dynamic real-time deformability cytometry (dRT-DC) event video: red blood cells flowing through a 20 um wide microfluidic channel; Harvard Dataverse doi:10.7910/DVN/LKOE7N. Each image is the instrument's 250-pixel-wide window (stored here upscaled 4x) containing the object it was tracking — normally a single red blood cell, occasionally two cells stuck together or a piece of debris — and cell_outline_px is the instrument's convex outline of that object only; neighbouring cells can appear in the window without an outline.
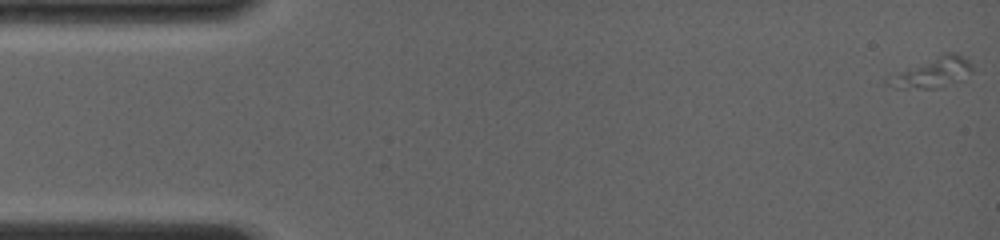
{"species": "common noctule bat (a hibernating species)", "species_latin": "Nyctalus noctula", "temperature_condition": "room temperature", "stored_images_in_passage": 60, "camera_frame_rate_fps": 4000, "um_per_image_px": 0.085, "animal": {"sex": "female", "body_mass_g": 19.0, "forearm_length_mm": 56.7}, "frame": {"image": 1, "passage_image": 1, "time_ms": 0.0, "image_size_px": [1000, 240], "cell_outline_px": [[968, 68], [932, 88], [892, 88], [888, 84], [908, 72], [948, 56], [960, 56], [968, 64]], "centroid_in_image_um": [79.17, 6.27], "position_along_channel_um": 5.8, "area_um2": 10.12}}
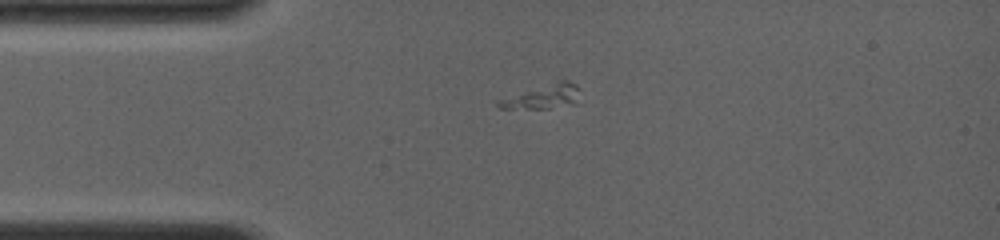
{"frame": {"image": 2, "passage_image": 12, "time_ms": 3.5, "image_size_px": [1000, 240], "cell_outline_px": [[576, 104], [548, 108], [500, 108], [496, 104], [500, 100], [560, 80], [568, 80], [576, 84]], "centroid_in_image_um": [46.19, 8.22], "position_along_channel_um": 38.8, "area_um2": 10.64}}
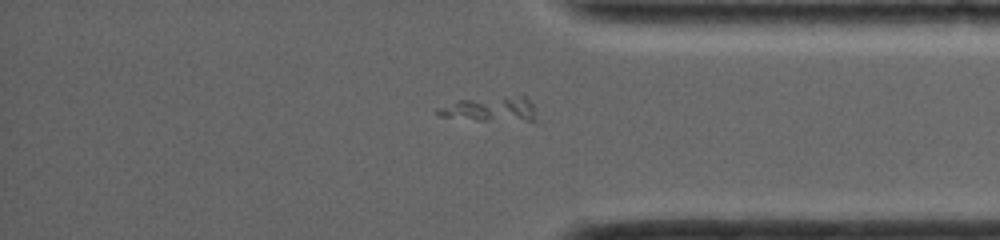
{"frame": {"image": 3, "passage_image": 46, "time_ms": 12.75, "image_size_px": [1000, 240], "cell_outline_px": [[536, 124], [480, 120], [440, 116], [436, 112], [436, 108], [456, 100], [504, 96], [524, 96], [532, 104], [536, 120]], "centroid_in_image_um": [41.76, 9.31], "position_along_channel_um": 393.4, "area_um2": 14.85}}